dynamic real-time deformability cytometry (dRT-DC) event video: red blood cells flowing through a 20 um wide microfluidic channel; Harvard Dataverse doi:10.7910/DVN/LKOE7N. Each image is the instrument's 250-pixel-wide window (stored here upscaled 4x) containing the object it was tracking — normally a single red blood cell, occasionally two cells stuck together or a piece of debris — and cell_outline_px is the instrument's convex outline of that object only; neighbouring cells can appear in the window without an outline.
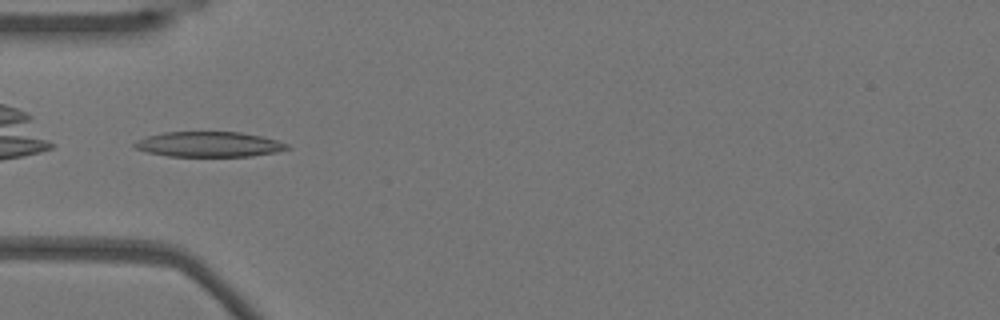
{"species": "Egyptian fruit bat (a non-hibernating species)", "species_latin": "Rousettus aegyptiacus", "temperature_condition": "warm", "stored_images_in_passage": 37, "camera_frame_rate_fps": 3000, "um_per_image_px": 0.085, "animal": {"sex": "female"}, "frame": {"image": 1, "passage_image": 1, "time_ms": 0.0, "image_size_px": [1000, 320], "cell_outline_px": [[292, 148], [276, 152], [252, 156], [168, 156], [148, 152], [136, 148], [132, 144], [136, 140], [148, 136], [164, 132], [240, 132], [260, 136], [276, 140], [288, 144]], "centroid_in_image_um": [17.77, 12.27], "position_along_channel_um": 67.2, "area_um2": 22.31}}
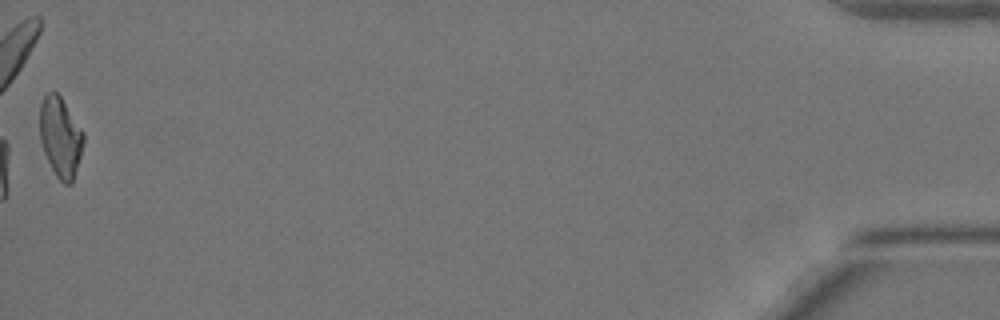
{"frame": {"image": 2, "passage_image": 37, "time_ms": 12.0, "image_size_px": [1000, 320], "cell_outline_px": [[84, 144], [72, 184], [64, 184], [56, 176], [44, 152], [40, 140], [40, 104], [44, 96], [48, 92], [56, 92], [60, 96], [84, 132]], "centroid_in_image_um": [5.14, 11.66], "position_along_channel_um": 430.1, "area_um2": 20.29}, "authors_computed_cell_mechanics": {"area_um2": 21.097, "velocity_mm_per_s": 3.8404, "shape_relaxation_time_tau1_ms": 6.5457, "shape_relaxation_time_tau2_ms": 1.8698, "deformation_change_tau1": 0.231, "deformation_change_tau2": 0.1076}}